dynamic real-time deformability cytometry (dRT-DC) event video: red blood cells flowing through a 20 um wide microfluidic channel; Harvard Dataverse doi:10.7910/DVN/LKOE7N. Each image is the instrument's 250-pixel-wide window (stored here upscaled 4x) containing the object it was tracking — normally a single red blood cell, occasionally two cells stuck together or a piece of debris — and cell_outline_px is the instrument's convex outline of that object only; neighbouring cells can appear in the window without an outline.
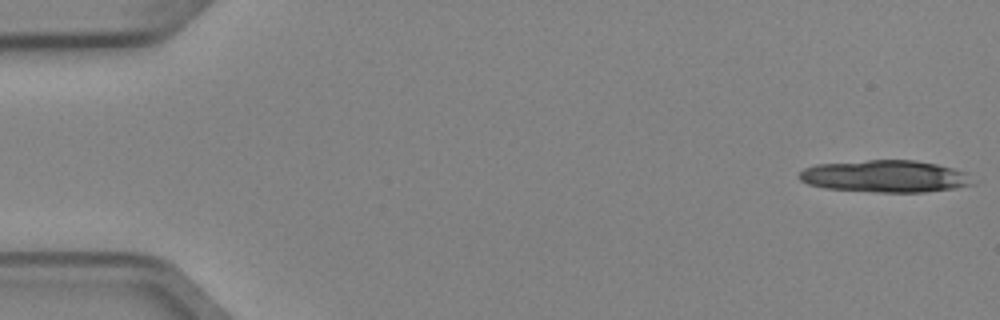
{"species": "Egyptian fruit bat (a non-hibernating species)", "species_latin": "Rousettus aegyptiacus", "temperature_condition": "cold", "stored_images_in_passage": 10, "camera_frame_rate_fps": 3000, "um_per_image_px": 0.085, "animal": {"sex": "female"}, "frame": {"image": 1, "passage_image": 1, "time_ms": 0.0, "image_size_px": [1000, 320], "cell_outline_px": [[976, 184], [956, 188], [924, 192], [872, 192], [824, 188], [808, 184], [800, 180], [796, 176], [804, 168], [816, 164], [868, 160], [916, 160], [936, 164], [968, 172]], "centroid_in_image_um": [75.25, 14.99], "position_along_channel_um": 9.8, "area_um2": 32.77}}